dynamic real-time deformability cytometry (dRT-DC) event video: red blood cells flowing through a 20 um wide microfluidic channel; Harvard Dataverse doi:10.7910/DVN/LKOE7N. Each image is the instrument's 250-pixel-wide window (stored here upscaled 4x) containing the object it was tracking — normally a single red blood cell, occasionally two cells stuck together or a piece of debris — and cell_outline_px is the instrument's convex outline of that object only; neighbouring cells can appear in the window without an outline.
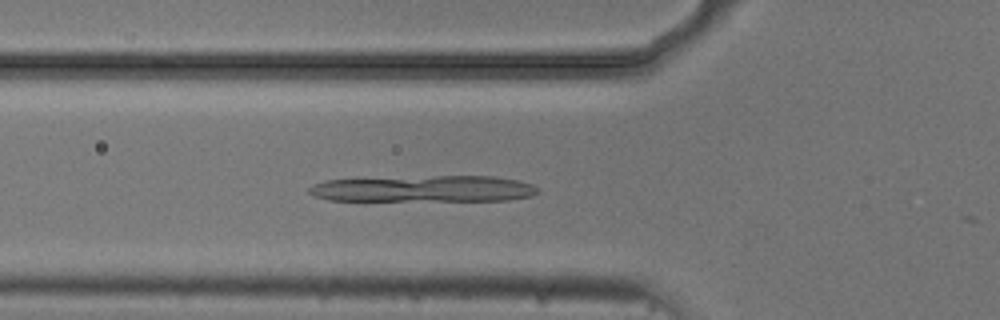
{"species": "common noctule bat (a hibernating species)", "species_latin": "Nyctalus noctula", "temperature_condition": "cold", "stored_images_in_passage": 4, "camera_frame_rate_fps": 3000, "um_per_image_px": 0.085, "animal": {"sex": "male", "body_mass_g": 20.5, "forearm_length_mm": 52.5}, "frame": {"image": 1, "passage_image": 3, "time_ms": 0.667, "image_size_px": [1000, 320], "cell_outline_px": [[540, 192], [532, 196], [508, 200], [328, 200], [316, 196], [308, 192], [308, 188], [312, 184], [324, 180], [436, 176], [492, 176], [516, 180], [532, 184]], "centroid_in_image_um": [36.03, 16.04], "position_along_channel_um": 89.8, "area_um2": 34.85}}